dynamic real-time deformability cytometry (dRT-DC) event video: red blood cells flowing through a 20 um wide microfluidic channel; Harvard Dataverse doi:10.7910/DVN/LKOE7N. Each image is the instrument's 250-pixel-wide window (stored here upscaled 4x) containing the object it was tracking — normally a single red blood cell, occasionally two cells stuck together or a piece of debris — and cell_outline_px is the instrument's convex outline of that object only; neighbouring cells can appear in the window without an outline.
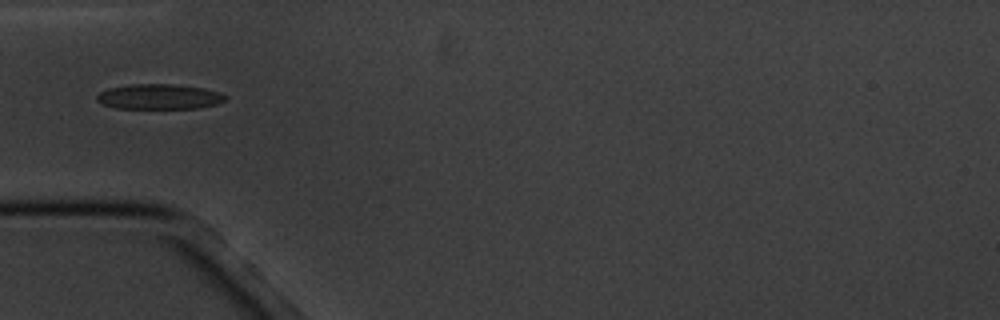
{"species": "common noctule bat (a hibernating species)", "species_latin": "Nyctalus noctula", "temperature_condition": "cold", "stored_images_in_passage": 4, "camera_frame_rate_fps": 3000, "um_per_image_px": 0.085, "animal": {"sex": "male", "body_mass_g": 20.1, "forearm_length_mm": 53.5}, "frame": {"image": 1, "passage_image": 1, "time_ms": 0.0, "image_size_px": [1000, 320], "cell_outline_px": [[228, 96], [224, 100], [216, 104], [196, 108], [116, 108], [100, 104], [96, 100], [96, 96], [100, 92], [108, 88], [128, 84], [176, 84], [204, 88], [220, 92]], "centroid_in_image_um": [13.5, 8.21], "position_along_channel_um": 71.5, "area_um2": 18.96}}
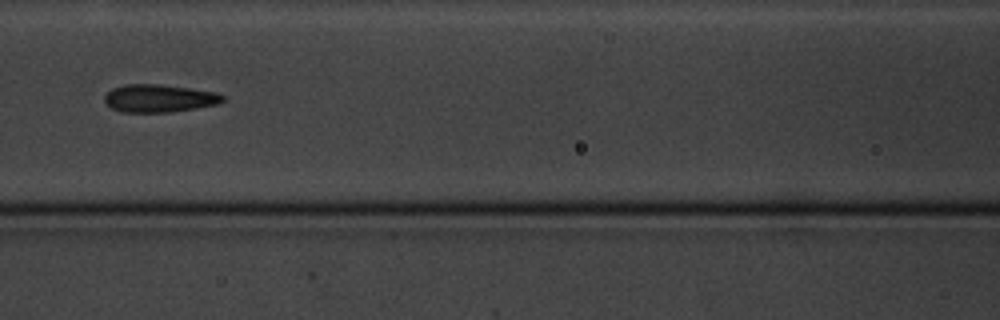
{"frame": {"image": 2, "passage_image": 3, "time_ms": 2.333, "image_size_px": [1000, 320], "cell_outline_px": [[224, 100], [220, 104], [172, 112], [124, 112], [112, 108], [104, 104], [104, 96], [112, 88], [124, 84], [160, 84], [216, 92], [224, 96]], "centroid_in_image_um": [13.51, 8.36], "position_along_channel_um": 153.1, "area_um2": 19.25}}
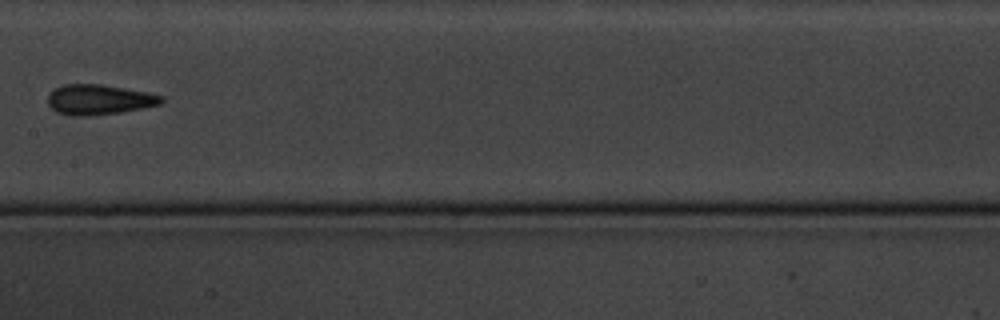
{"frame": {"image": 3, "passage_image": 4, "time_ms": 3.667, "image_size_px": [1000, 320], "cell_outline_px": [[164, 100], [160, 104], [144, 108], [120, 112], [84, 116], [72, 116], [56, 112], [48, 104], [48, 92], [52, 88], [64, 84], [100, 84], [148, 92], [164, 96]], "centroid_in_image_um": [8.39, 8.46], "position_along_channel_um": 199.0, "area_um2": 20.11}}